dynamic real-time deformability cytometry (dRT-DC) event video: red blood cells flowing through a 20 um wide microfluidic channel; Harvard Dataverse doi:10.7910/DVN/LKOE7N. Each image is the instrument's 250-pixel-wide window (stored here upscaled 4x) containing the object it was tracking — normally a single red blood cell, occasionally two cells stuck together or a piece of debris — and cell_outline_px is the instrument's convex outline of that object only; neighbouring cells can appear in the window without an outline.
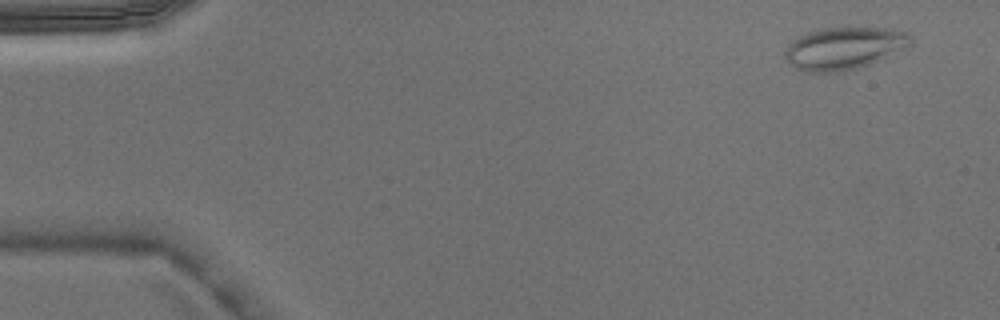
{"species": "Egyptian fruit bat (a non-hibernating species)", "species_latin": "Rousettus aegyptiacus", "temperature_condition": "warm", "stored_images_in_passage": 3, "camera_frame_rate_fps": 3000, "um_per_image_px": 0.085, "animal": {"sex": "male"}, "frame": {"image": 1, "passage_image": 1, "time_ms": 0.0, "image_size_px": [1000, 320], "cell_outline_px": [[912, 44], [908, 48], [868, 64], [856, 68], [840, 72], [804, 72], [796, 68], [784, 56], [784, 52], [788, 44], [792, 40], [804, 32], [824, 28], [884, 28], [908, 32], [912, 36]], "centroid_in_image_um": [71.75, 4.09], "position_along_channel_um": 13.3, "area_um2": 31.1}}